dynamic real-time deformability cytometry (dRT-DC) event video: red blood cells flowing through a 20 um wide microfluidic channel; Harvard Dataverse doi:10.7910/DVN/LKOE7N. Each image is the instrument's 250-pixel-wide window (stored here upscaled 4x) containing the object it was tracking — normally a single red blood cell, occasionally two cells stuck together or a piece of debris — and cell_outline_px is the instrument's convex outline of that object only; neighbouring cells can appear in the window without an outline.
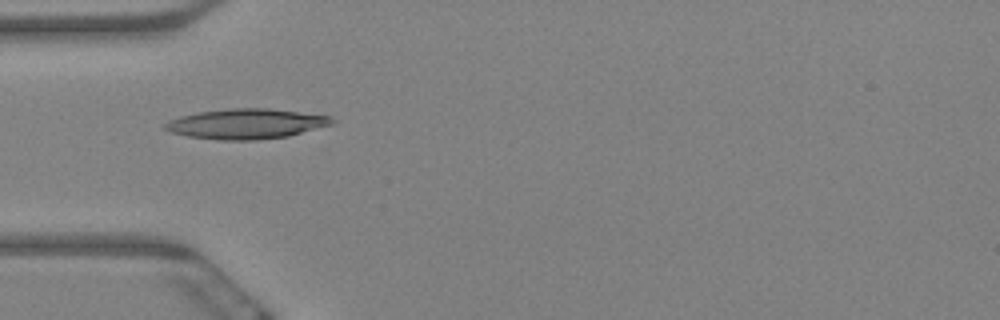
{"species": "Egyptian fruit bat (a non-hibernating species)", "species_latin": "Rousettus aegyptiacus", "temperature_condition": "warm", "stored_images_in_passage": 15, "camera_frame_rate_fps": 3000, "um_per_image_px": 0.085, "animal": {"sex": "female"}, "frame": {"image": 1, "passage_image": 1, "time_ms": 0.0, "image_size_px": [1000, 320], "cell_outline_px": [[336, 124], [288, 136], [256, 140], [220, 140], [188, 136], [168, 132], [164, 128], [164, 124], [168, 120], [180, 116], [196, 112], [228, 108], [268, 108], [332, 116], [336, 120]], "centroid_in_image_um": [20.95, 10.52], "position_along_channel_um": 64.1, "area_um2": 29.65}}
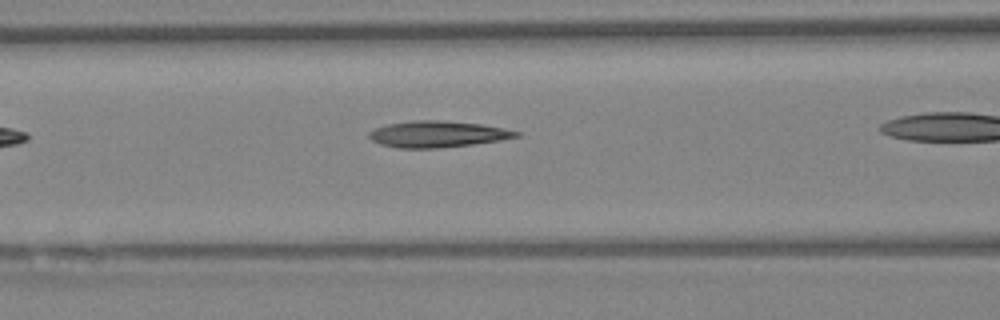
{"frame": {"image": 2, "passage_image": 3, "time_ms": 0.667, "image_size_px": [1000, 320], "cell_outline_px": [[520, 136], [500, 140], [472, 144], [436, 148], [400, 148], [380, 144], [372, 140], [368, 136], [368, 132], [376, 128], [388, 124], [412, 120], [440, 120], [480, 124], [520, 132]], "centroid_in_image_um": [37.15, 11.4], "position_along_channel_um": 129.5, "area_um2": 22.31}}
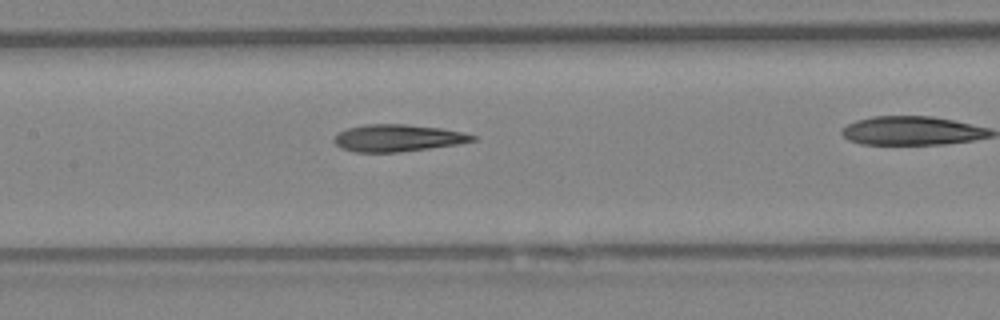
{"frame": {"image": 3, "passage_image": 7, "time_ms": 2.0, "image_size_px": [1000, 320], "cell_outline_px": [[476, 140], [456, 144], [400, 152], [356, 152], [340, 148], [332, 140], [340, 132], [348, 128], [364, 124], [404, 124], [440, 128], [460, 132], [476, 136]], "centroid_in_image_um": [33.76, 11.73], "position_along_channel_um": 173.6, "area_um2": 21.56}}